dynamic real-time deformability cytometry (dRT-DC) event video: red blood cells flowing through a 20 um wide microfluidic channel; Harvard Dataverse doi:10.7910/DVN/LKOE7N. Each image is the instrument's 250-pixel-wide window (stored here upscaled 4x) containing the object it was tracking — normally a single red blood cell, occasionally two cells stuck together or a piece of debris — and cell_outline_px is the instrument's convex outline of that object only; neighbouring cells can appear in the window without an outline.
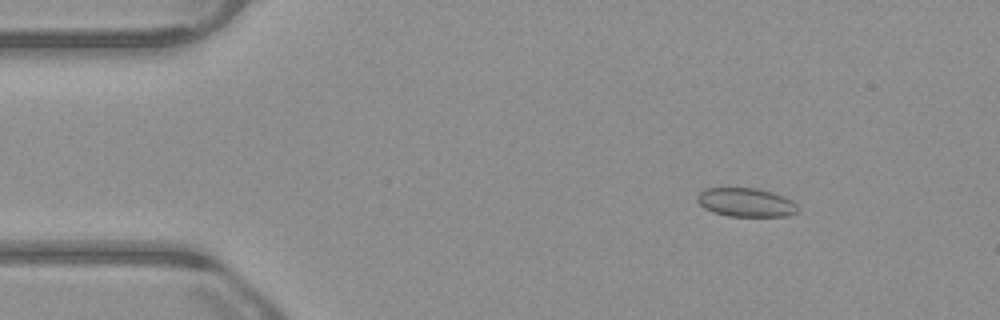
{"species": "common noctule bat (a hibernating species)", "species_latin": "Nyctalus noctula", "temperature_condition": "warm", "stored_images_in_passage": 53, "camera_frame_rate_fps": 3000, "um_per_image_px": 0.085, "animal": {"sex": "male", "body_mass_g": 23.1, "forearm_length_mm": 52.7}, "frame": {"image": 1, "passage_image": 7, "time_ms": 2.0, "image_size_px": [1000, 320], "cell_outline_px": [[796, 212], [788, 216], [728, 216], [712, 212], [704, 208], [696, 200], [696, 196], [704, 188], [756, 188], [772, 192], [784, 196], [792, 200], [796, 204]], "centroid_in_image_um": [63.37, 17.2], "position_along_channel_um": 21.6, "area_um2": 16.88}}
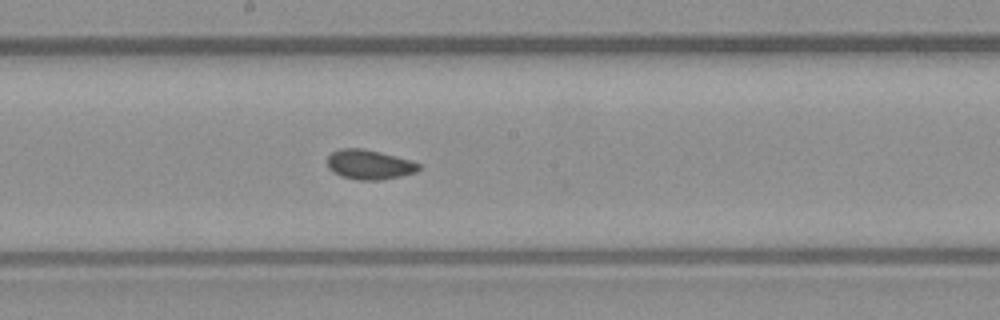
{"frame": {"image": 2, "passage_image": 28, "time_ms": 9.0, "image_size_px": [1000, 320], "cell_outline_px": [[420, 168], [416, 172], [400, 176], [380, 180], [360, 180], [340, 176], [332, 172], [328, 168], [328, 156], [332, 152], [340, 148], [364, 148], [396, 156], [420, 164]], "centroid_in_image_um": [31.36, 13.99], "position_along_channel_um": 216.8, "area_um2": 15.78}}
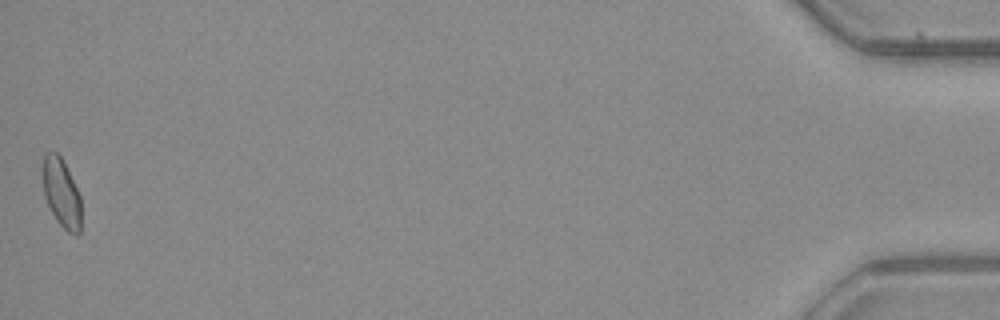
{"frame": {"image": 3, "passage_image": 53, "time_ms": 17.333, "image_size_px": [1000, 320], "cell_outline_px": [[80, 232], [76, 236], [68, 232], [56, 220], [44, 196], [40, 168], [44, 152], [56, 152], [60, 156], [80, 196]], "centroid_in_image_um": [5.16, 16.37], "position_along_channel_um": 430.0, "area_um2": 15.49}, "authors_computed_cell_mechanics": {"area_um2": 15.895, "velocity_mm_per_s": 3.8593, "shape_relaxation_time_tau1_ms": null, "shape_relaxation_time_tau2_ms": 1.8675, "deformation_change_tau1": null, "deformation_change_tau2": 0.0512}}